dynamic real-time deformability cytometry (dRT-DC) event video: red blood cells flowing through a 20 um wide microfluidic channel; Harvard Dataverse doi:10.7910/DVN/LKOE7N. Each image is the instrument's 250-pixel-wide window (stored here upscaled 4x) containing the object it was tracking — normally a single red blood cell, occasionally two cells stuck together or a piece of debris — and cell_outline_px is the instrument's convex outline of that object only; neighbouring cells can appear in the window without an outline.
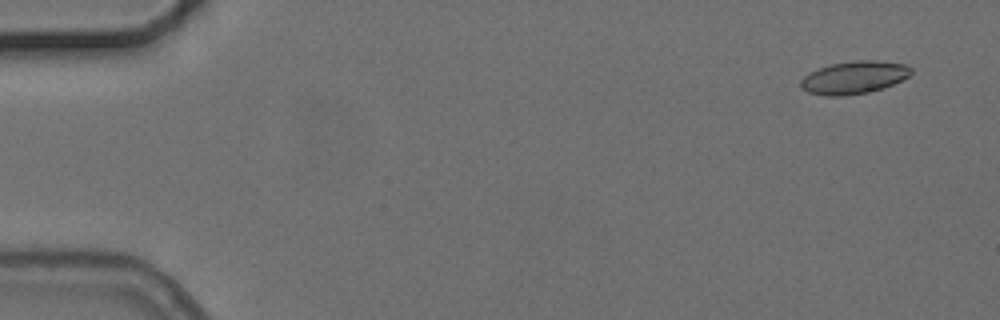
{"species": "common noctule bat (a hibernating species)", "species_latin": "Nyctalus noctula", "temperature_condition": "cold", "stored_images_in_passage": 4, "camera_frame_rate_fps": 3000, "um_per_image_px": 0.085, "animal": {"sex": "female", "body_mass_g": 24.6, "forearm_length_mm": 56.2}, "frame": {"image": 1, "passage_image": 1, "time_ms": 0.0, "image_size_px": [1000, 320], "cell_outline_px": [[912, 72], [908, 76], [884, 88], [868, 92], [844, 96], [824, 96], [808, 92], [800, 84], [800, 80], [804, 76], [828, 64], [852, 60], [876, 60], [904, 64], [912, 68]], "centroid_in_image_um": [72.59, 6.58], "position_along_channel_um": 12.4, "area_um2": 20.98}}